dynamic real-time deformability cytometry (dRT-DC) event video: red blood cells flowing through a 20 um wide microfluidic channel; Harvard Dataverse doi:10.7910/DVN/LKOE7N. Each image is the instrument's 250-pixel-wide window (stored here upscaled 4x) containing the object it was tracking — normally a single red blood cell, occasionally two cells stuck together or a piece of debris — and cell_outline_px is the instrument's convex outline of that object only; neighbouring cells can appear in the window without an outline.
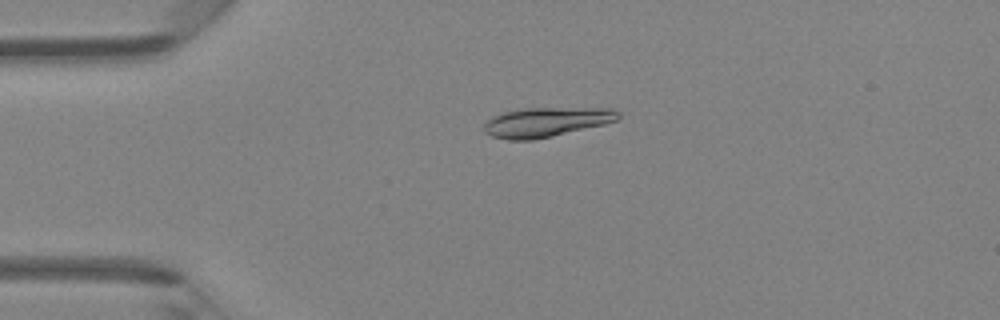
{"species": "Egyptian fruit bat (a non-hibernating species)", "species_latin": "Rousettus aegyptiacus", "temperature_condition": "room temperature", "stored_images_in_passage": 39, "camera_frame_rate_fps": 3000, "um_per_image_px": 0.085, "animal": {"sex": "female"}, "frame": {"image": 1, "passage_image": 3, "time_ms": 0.667, "image_size_px": [1000, 320], "cell_outline_px": [[620, 116], [616, 120], [604, 124], [552, 136], [532, 140], [508, 140], [492, 136], [484, 132], [484, 124], [492, 116], [504, 112], [524, 108], [612, 108], [620, 112]], "centroid_in_image_um": [46.42, 10.37], "position_along_channel_um": 38.6, "area_um2": 23.0}}
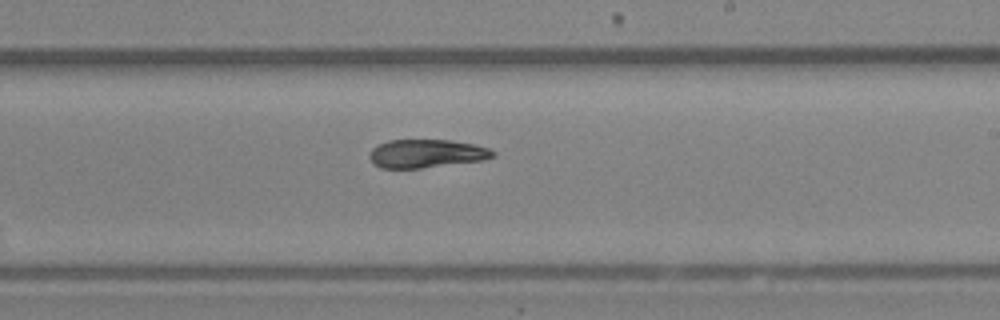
{"frame": {"image": 2, "passage_image": 20, "time_ms": 6.333, "image_size_px": [1000, 320], "cell_outline_px": [[496, 152], [492, 156], [484, 160], [420, 168], [380, 168], [368, 156], [372, 148], [388, 140], [448, 140], [476, 144], [488, 148]], "centroid_in_image_um": [36.25, 13.05], "position_along_channel_um": 252.7, "area_um2": 20.23}}
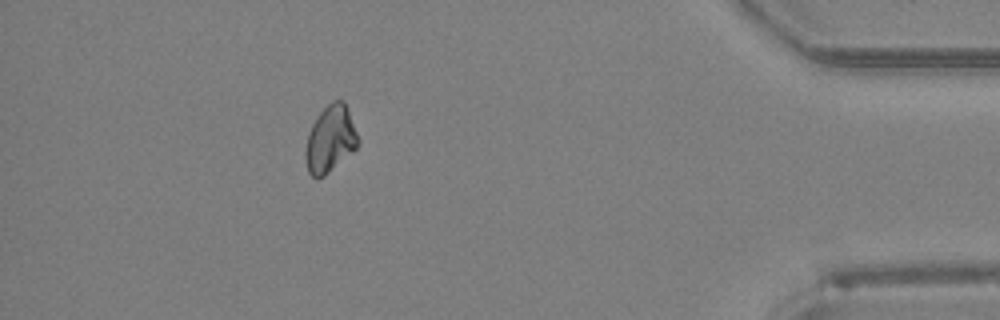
{"frame": {"image": 3, "passage_image": 34, "time_ms": 11.0, "image_size_px": [1000, 320], "cell_outline_px": [[360, 144], [356, 148], [324, 176], [316, 180], [308, 172], [304, 156], [304, 152], [308, 132], [316, 116], [332, 100], [344, 100], [360, 140]], "centroid_in_image_um": [28.05, 11.83], "position_along_channel_um": 407.1, "area_um2": 20.58}, "authors_computed_cell_mechanics": {"area_um2": 21.2126, "velocity_mm_per_s": 4.3659, "shape_relaxation_time_tau1_ms": 3.5033, "shape_relaxation_time_tau2_ms": null, "deformation_change_tau1": 0.1394, "deformation_change_tau2": null}}